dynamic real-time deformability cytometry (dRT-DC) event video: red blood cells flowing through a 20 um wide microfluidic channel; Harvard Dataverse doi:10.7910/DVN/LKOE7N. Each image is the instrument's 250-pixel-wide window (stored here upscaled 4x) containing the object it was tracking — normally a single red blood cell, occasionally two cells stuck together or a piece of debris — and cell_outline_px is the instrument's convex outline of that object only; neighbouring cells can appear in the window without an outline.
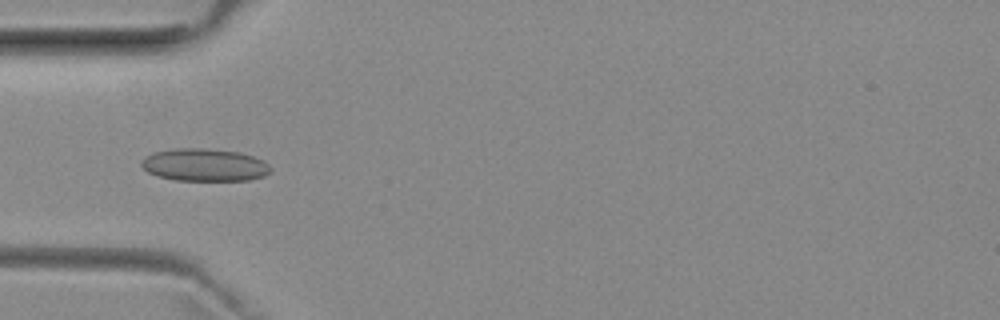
{"species": "common noctule bat (a hibernating species)", "species_latin": "Nyctalus noctula", "temperature_condition": "room temperature", "stored_images_in_passage": 38, "camera_frame_rate_fps": 3000, "um_per_image_px": 0.085, "animal": {"sex": "female", "body_mass_g": 29.2, "forearm_length_mm": 56.3}, "frame": {"image": 1, "passage_image": 6, "time_ms": 1.667, "image_size_px": [1000, 320], "cell_outline_px": [[272, 172], [264, 176], [248, 180], [176, 180], [156, 176], [148, 172], [140, 164], [140, 160], [144, 156], [152, 152], [176, 148], [204, 148], [240, 152], [264, 160], [272, 168]], "centroid_in_image_um": [17.37, 14.01], "position_along_channel_um": 67.6, "area_um2": 24.8}}
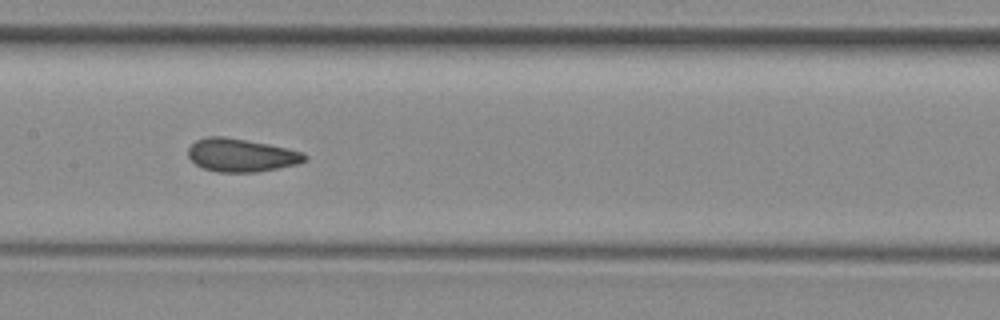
{"frame": {"image": 2, "passage_image": 15, "time_ms": 4.667, "image_size_px": [1000, 320], "cell_outline_px": [[308, 156], [304, 160], [296, 164], [256, 172], [220, 172], [204, 168], [196, 164], [188, 156], [188, 148], [196, 140], [208, 136], [224, 136], [268, 144], [304, 152]], "centroid_in_image_um": [20.48, 13.18], "position_along_channel_um": 186.9, "area_um2": 22.25}}
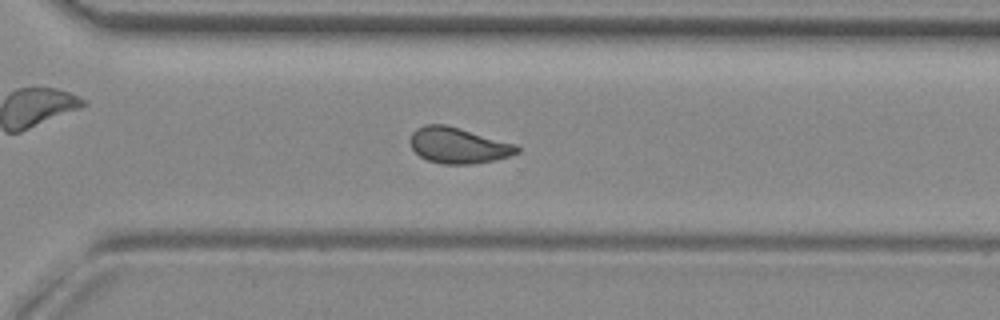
{"frame": {"image": 3, "passage_image": 26, "time_ms": 8.333, "image_size_px": [1000, 320], "cell_outline_px": [[520, 152], [512, 156], [472, 164], [444, 164], [428, 160], [420, 156], [412, 148], [408, 140], [412, 132], [416, 128], [424, 124], [444, 124], [460, 128], [516, 144], [520, 148]], "centroid_in_image_um": [38.95, 12.35], "position_along_channel_um": 331.7, "area_um2": 22.43}, "authors_computed_cell_mechanics": {"area_um2": 22.0796, "velocity_mm_per_s": 3.9621, "shape_relaxation_time_tau1_ms": null, "shape_relaxation_time_tau2_ms": 1.1113, "deformation_change_tau1": null, "deformation_change_tau2": 0.0705}}